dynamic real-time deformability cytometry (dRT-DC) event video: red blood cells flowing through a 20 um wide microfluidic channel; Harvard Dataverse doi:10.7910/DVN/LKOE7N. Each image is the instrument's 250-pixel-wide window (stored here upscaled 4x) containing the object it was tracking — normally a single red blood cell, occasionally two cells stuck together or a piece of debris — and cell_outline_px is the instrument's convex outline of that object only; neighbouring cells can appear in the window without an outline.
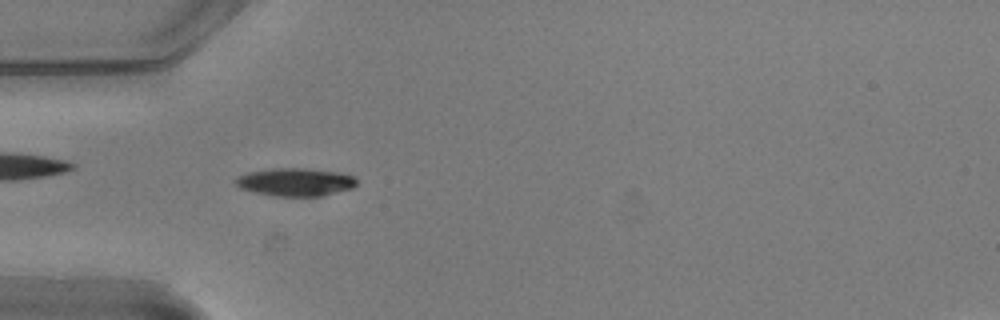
{"species": "common noctule bat (a hibernating species)", "species_latin": "Nyctalus noctula", "temperature_condition": "warm", "stored_images_in_passage": 55, "camera_frame_rate_fps": 3000, "um_per_image_px": 0.085, "animal": {"sex": "male", "body_mass_g": 20.5, "forearm_length_mm": 52.5}, "frame": {"image": 1, "passage_image": 17, "time_ms": 5.333, "image_size_px": [1000, 320], "cell_outline_px": [[356, 184], [352, 188], [324, 196], [272, 196], [240, 188], [232, 180], [236, 176], [248, 172], [272, 168], [304, 168], [336, 172], [356, 176]], "centroid_in_image_um": [25.08, 15.47], "position_along_channel_um": 59.9, "area_um2": 19.88}}
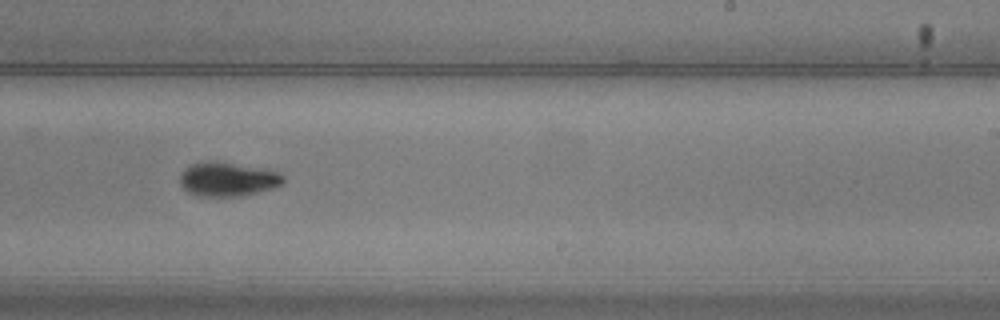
{"frame": {"image": 2, "passage_image": 34, "time_ms": 11.0, "image_size_px": [1000, 320], "cell_outline_px": [[284, 184], [272, 188], [244, 196], [200, 196], [188, 192], [180, 184], [180, 176], [184, 168], [192, 164], [208, 160], [216, 160], [268, 168], [280, 172], [284, 176]], "centroid_in_image_um": [19.4, 15.21], "position_along_channel_um": 269.6, "area_um2": 21.04}}
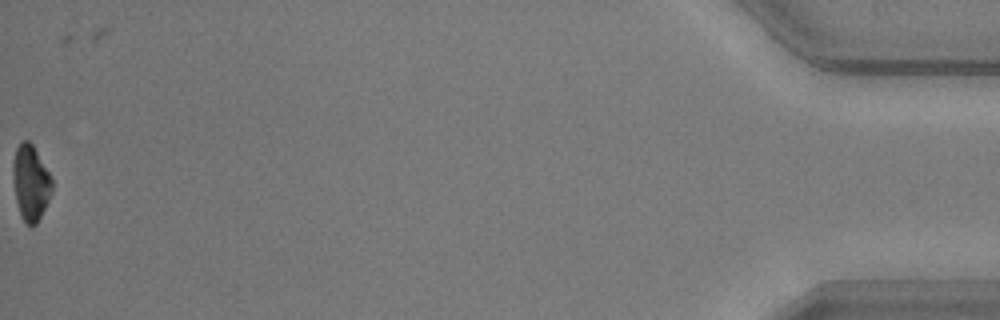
{"frame": {"image": 3, "passage_image": 55, "time_ms": 18.0, "image_size_px": [1000, 320], "cell_outline_px": [[52, 192], [36, 224], [32, 228], [20, 216], [16, 200], [12, 180], [12, 164], [16, 148], [20, 140], [28, 140], [32, 144], [48, 172], [52, 180]], "centroid_in_image_um": [2.57, 15.52], "position_along_channel_um": 432.6, "area_um2": 17.11}, "authors_computed_cell_mechanics": {"area_um2": 18.8428, "velocity_mm_per_s": 3.7449, "shape_relaxation_time_tau1_ms": 1.9268, "shape_relaxation_time_tau2_ms": null, "deformation_change_tau1": 0.1402, "deformation_change_tau2": null}}